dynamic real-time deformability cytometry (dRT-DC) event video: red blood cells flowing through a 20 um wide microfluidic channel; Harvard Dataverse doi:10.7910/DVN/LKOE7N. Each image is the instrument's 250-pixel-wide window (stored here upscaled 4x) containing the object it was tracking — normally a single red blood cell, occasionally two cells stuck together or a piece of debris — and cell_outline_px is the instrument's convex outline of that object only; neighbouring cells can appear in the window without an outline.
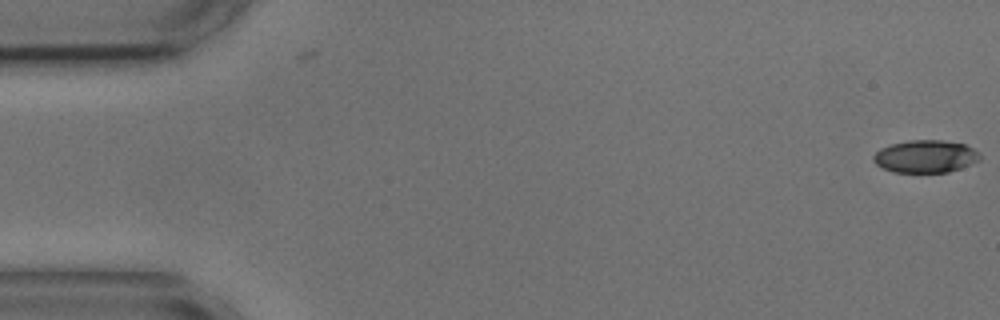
{"species": "common noctule bat (a hibernating species)", "species_latin": "Nyctalus noctula", "temperature_condition": "cold", "stored_images_in_passage": 2, "camera_frame_rate_fps": 3000, "um_per_image_px": 0.085, "animal": {"sex": "male", "body_mass_g": 17.9, "forearm_length_mm": 54.2}, "frame": {"image": 1, "passage_image": 2, "time_ms": 0.333, "image_size_px": [1000, 320], "cell_outline_px": [[980, 160], [960, 168], [948, 172], [892, 172], [876, 164], [872, 160], [872, 156], [880, 148], [892, 144], [908, 140], [940, 140], [964, 144], [980, 152]], "centroid_in_image_um": [78.65, 13.29], "position_along_channel_um": 6.3, "area_um2": 20.17}}